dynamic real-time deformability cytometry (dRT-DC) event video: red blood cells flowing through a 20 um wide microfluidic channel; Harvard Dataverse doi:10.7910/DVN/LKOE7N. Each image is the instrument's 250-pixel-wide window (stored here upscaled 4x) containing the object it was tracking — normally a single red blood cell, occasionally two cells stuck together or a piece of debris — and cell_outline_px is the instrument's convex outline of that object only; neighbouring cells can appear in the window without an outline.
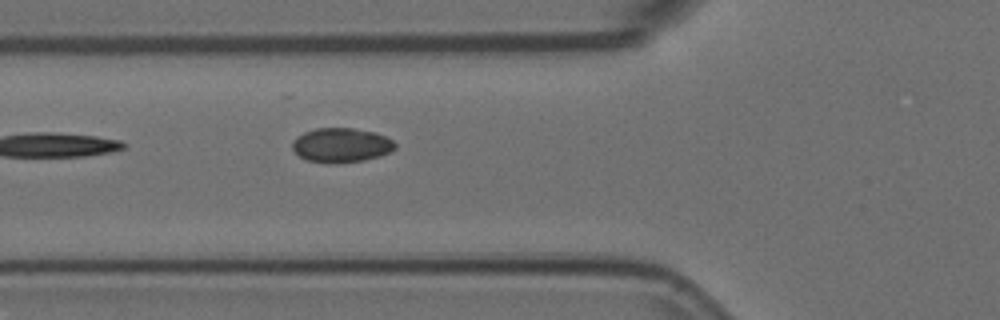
{"species": "Egyptian fruit bat (a non-hibernating species)", "species_latin": "Rousettus aegyptiacus", "temperature_condition": "room temperature", "stored_images_in_passage": 5, "camera_frame_rate_fps": 3000, "um_per_image_px": 0.085, "animal": {"sex": "female"}, "frame": {"image": 1, "passage_image": 5, "time_ms": 1.333, "image_size_px": [1000, 320], "cell_outline_px": [[396, 148], [380, 156], [364, 160], [336, 164], [328, 164], [304, 160], [292, 148], [292, 144], [296, 136], [304, 132], [316, 128], [352, 128], [376, 132], [392, 140], [396, 144]], "centroid_in_image_um": [28.99, 12.35], "position_along_channel_um": 96.8, "area_um2": 20.81}}